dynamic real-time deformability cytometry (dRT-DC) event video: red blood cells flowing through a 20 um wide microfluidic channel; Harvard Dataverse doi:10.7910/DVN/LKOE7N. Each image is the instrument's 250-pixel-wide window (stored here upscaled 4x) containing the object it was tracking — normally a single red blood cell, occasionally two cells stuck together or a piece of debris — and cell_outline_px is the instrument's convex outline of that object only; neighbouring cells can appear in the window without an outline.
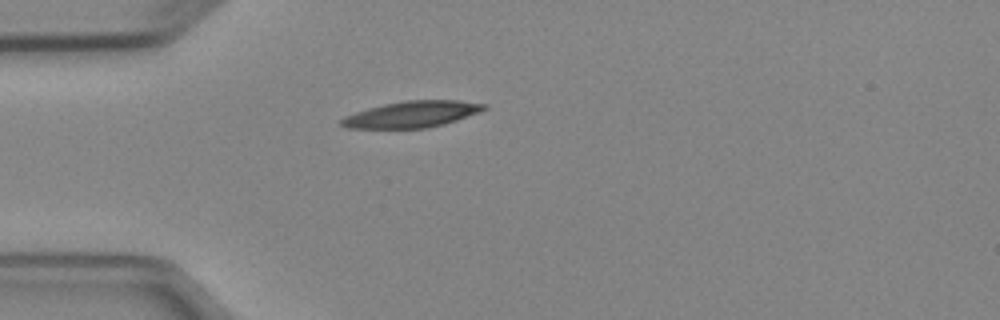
{"species": "Egyptian fruit bat (a non-hibernating species)", "species_latin": "Rousettus aegyptiacus", "temperature_condition": "cold", "stored_images_in_passage": 2, "camera_frame_rate_fps": 3000, "um_per_image_px": 0.085, "animal": {"sex": "female"}, "frame": {"image": 1, "passage_image": 1, "time_ms": 0.0, "image_size_px": [1000, 320], "cell_outline_px": [[488, 108], [480, 112], [444, 124], [428, 128], [348, 128], [340, 124], [340, 120], [344, 116], [368, 108], [384, 104], [404, 100], [456, 100], [488, 104]], "centroid_in_image_um": [35.04, 9.71], "position_along_channel_um": 50.0, "area_um2": 21.91}}